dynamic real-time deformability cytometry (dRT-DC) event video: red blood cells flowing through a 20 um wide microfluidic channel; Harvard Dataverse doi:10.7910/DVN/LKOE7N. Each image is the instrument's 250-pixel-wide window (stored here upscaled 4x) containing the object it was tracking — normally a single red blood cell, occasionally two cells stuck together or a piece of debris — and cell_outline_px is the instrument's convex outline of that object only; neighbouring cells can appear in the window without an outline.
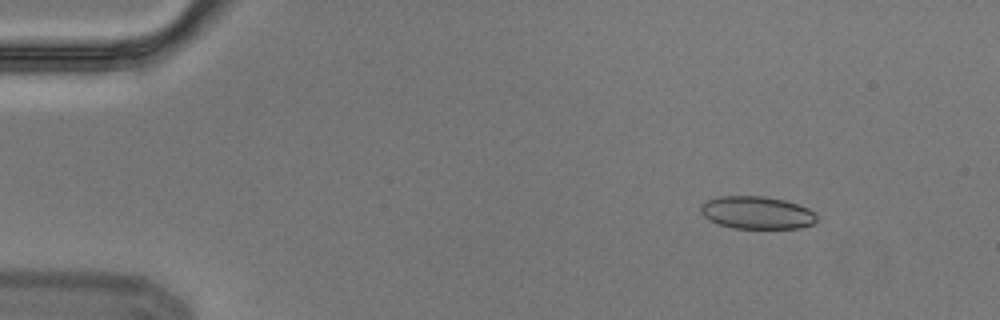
{"species": "Egyptian fruit bat (a non-hibernating species)", "species_latin": "Rousettus aegyptiacus", "temperature_condition": "cold", "stored_images_in_passage": 4, "camera_frame_rate_fps": 3000, "um_per_image_px": 0.085, "animal": {"sex": "male"}, "frame": {"image": 1, "passage_image": 2, "time_ms": 0.333, "image_size_px": [1000, 320], "cell_outline_px": [[816, 220], [812, 224], [800, 228], [732, 228], [708, 220], [700, 212], [700, 204], [708, 200], [720, 196], [764, 196], [784, 200], [808, 208], [816, 212]], "centroid_in_image_um": [64.32, 18.07], "position_along_channel_um": 20.7, "area_um2": 22.08}}